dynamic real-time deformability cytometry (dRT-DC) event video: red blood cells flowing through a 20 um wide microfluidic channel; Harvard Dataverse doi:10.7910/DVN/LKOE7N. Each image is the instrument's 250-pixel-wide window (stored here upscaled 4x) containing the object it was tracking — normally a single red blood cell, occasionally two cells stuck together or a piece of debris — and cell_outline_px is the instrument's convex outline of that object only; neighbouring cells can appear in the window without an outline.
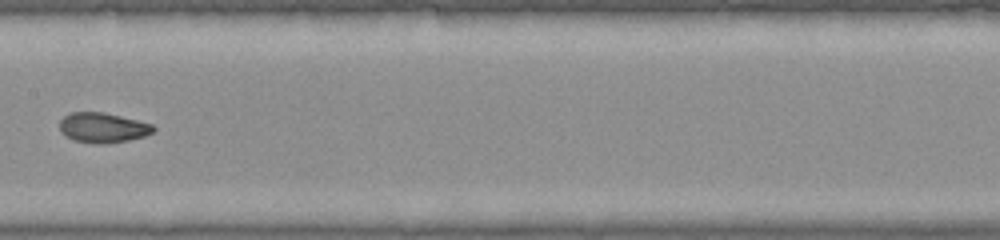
{"species": "common noctule bat (a hibernating species)", "species_latin": "Nyctalus noctula", "temperature_condition": "warm", "stored_images_in_passage": 28, "camera_frame_rate_fps": 3000, "um_per_image_px": 0.085, "animal": {"sex": "female", "body_mass_g": 22.0, "forearm_length_mm": 56.7}, "frame": {"image": 1, "passage_image": 9, "time_ms": 2.667, "image_size_px": [1000, 240], "cell_outline_px": [[156, 128], [152, 132], [144, 136], [128, 140], [104, 144], [96, 144], [76, 140], [64, 136], [60, 132], [60, 120], [68, 112], [104, 112], [152, 124]], "centroid_in_image_um": [8.7, 10.85], "position_along_channel_um": 198.7, "area_um2": 16.36}}
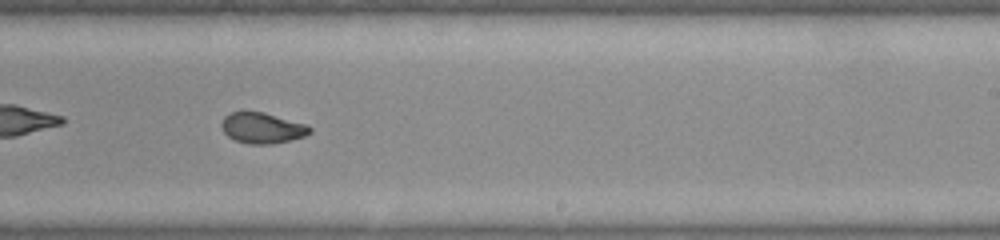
{"frame": {"image": 2, "passage_image": 13, "time_ms": 4.0, "image_size_px": [1000, 240], "cell_outline_px": [[312, 132], [304, 136], [292, 140], [272, 144], [248, 144], [236, 140], [228, 136], [224, 132], [220, 124], [224, 116], [232, 112], [244, 108], [264, 112], [308, 124], [312, 128]], "centroid_in_image_um": [22.29, 10.84], "position_along_channel_um": 266.7, "area_um2": 16.42}}
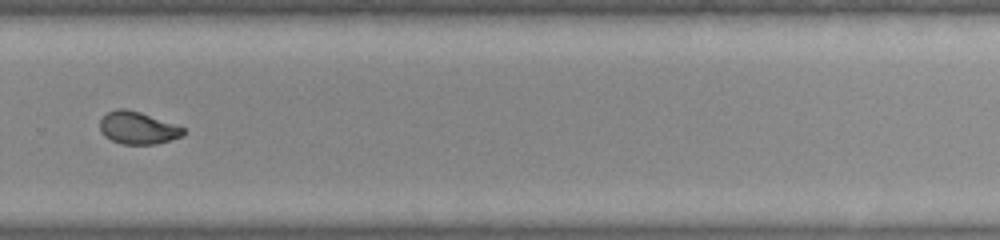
{"frame": {"image": 3, "passage_image": 16, "time_ms": 5.0, "image_size_px": [1000, 240], "cell_outline_px": [[184, 132], [180, 136], [156, 144], [124, 144], [112, 140], [104, 136], [100, 128], [100, 120], [108, 112], [120, 108], [124, 108], [140, 112], [176, 124], [184, 128]], "centroid_in_image_um": [11.7, 10.86], "position_along_channel_um": 318.1, "area_um2": 15.49}}